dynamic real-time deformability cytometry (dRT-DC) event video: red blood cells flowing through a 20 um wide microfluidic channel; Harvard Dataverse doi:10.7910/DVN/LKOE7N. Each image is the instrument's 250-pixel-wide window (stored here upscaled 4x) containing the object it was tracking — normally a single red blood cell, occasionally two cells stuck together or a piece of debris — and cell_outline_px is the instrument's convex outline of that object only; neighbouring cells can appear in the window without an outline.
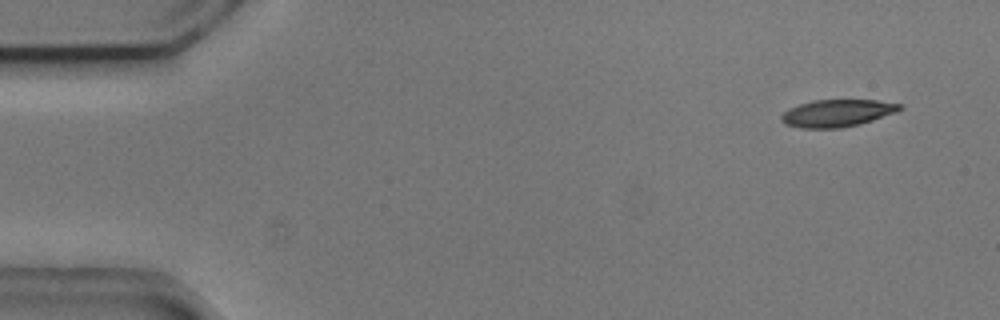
{"species": "common noctule bat (a hibernating species)", "species_latin": "Nyctalus noctula", "temperature_condition": "cold", "stored_images_in_passage": 6, "camera_frame_rate_fps": 3000, "um_per_image_px": 0.085, "animal": {"sex": "male", "body_mass_g": 20.5, "forearm_length_mm": 52.5}, "frame": {"image": 1, "passage_image": 1, "time_ms": 0.0, "image_size_px": [1000, 320], "cell_outline_px": [[904, 108], [896, 112], [860, 124], [840, 128], [800, 128], [784, 124], [780, 120], [780, 116], [788, 108], [812, 100], [876, 100], [904, 104]], "centroid_in_image_um": [71.15, 9.61], "position_along_channel_um": 13.8, "area_um2": 18.96}}
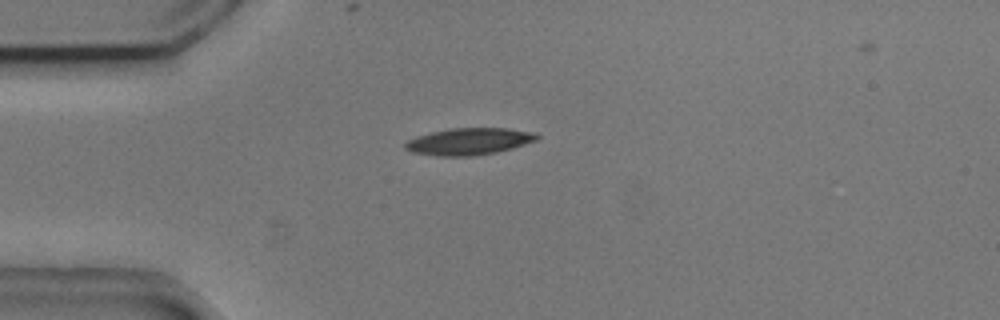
{"frame": {"image": 2, "passage_image": 4, "time_ms": 1.0, "image_size_px": [1000, 320], "cell_outline_px": [[540, 136], [536, 140], [512, 148], [496, 152], [468, 156], [440, 156], [412, 152], [404, 148], [404, 144], [408, 140], [416, 136], [448, 128], [508, 128], [536, 132]], "centroid_in_image_um": [39.87, 12.01], "position_along_channel_um": 45.1, "area_um2": 20.58}}